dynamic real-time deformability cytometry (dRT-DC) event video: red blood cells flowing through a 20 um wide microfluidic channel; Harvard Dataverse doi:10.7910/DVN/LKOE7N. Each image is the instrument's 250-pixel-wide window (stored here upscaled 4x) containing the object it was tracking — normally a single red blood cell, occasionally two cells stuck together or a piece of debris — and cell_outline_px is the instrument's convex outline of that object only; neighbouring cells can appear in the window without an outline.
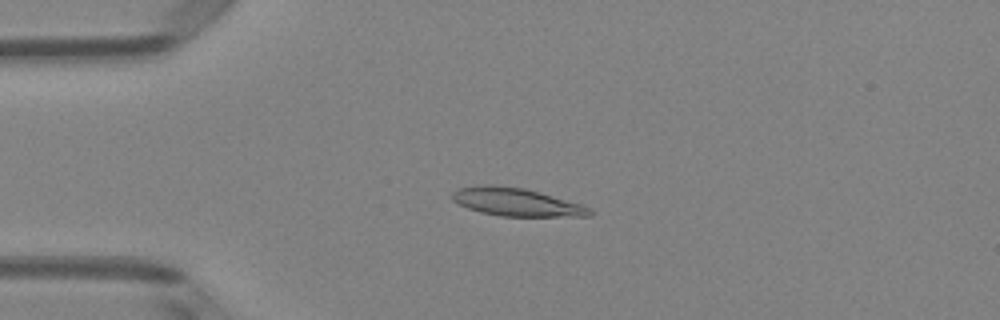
{"species": "Egyptian fruit bat (a non-hibernating species)", "species_latin": "Rousettus aegyptiacus", "temperature_condition": "room temperature", "stored_images_in_passage": 6, "camera_frame_rate_fps": 3000, "um_per_image_px": 0.085, "animal": {"sex": "female"}, "frame": {"image": 1, "passage_image": 3, "time_ms": 0.667, "image_size_px": [1000, 320], "cell_outline_px": [[592, 216], [500, 216], [480, 212], [468, 208], [452, 200], [452, 192], [456, 188], [476, 184], [492, 184], [524, 188], [540, 192], [584, 204], [592, 208]], "centroid_in_image_um": [43.89, 17.16], "position_along_channel_um": 41.1, "area_um2": 22.83}}
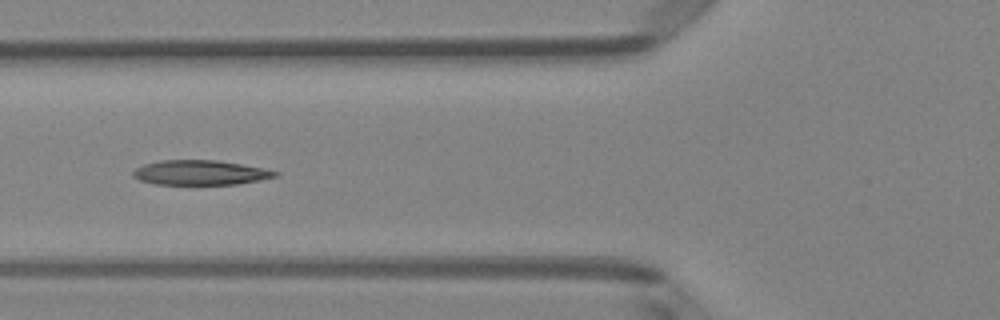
{"frame": {"image": 2, "passage_image": 5, "time_ms": 1.333, "image_size_px": [1000, 320], "cell_outline_px": [[280, 172], [276, 176], [260, 180], [236, 184], [156, 184], [140, 180], [132, 176], [132, 172], [136, 168], [144, 164], [160, 160], [216, 160], [240, 164]], "centroid_in_image_um": [16.98, 14.67], "position_along_channel_um": 108.8, "area_um2": 20.23}}
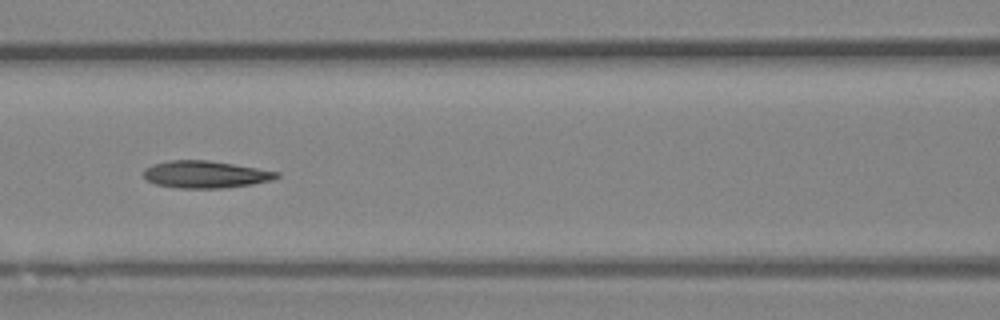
{"frame": {"image": 3, "passage_image": 6, "time_ms": 1.667, "image_size_px": [1000, 320], "cell_outline_px": [[280, 176], [272, 180], [252, 184], [224, 188], [176, 188], [156, 184], [148, 180], [144, 176], [144, 168], [152, 164], [168, 160], [208, 160], [280, 172]], "centroid_in_image_um": [17.45, 14.82], "position_along_channel_um": 149.2, "area_um2": 21.04}}